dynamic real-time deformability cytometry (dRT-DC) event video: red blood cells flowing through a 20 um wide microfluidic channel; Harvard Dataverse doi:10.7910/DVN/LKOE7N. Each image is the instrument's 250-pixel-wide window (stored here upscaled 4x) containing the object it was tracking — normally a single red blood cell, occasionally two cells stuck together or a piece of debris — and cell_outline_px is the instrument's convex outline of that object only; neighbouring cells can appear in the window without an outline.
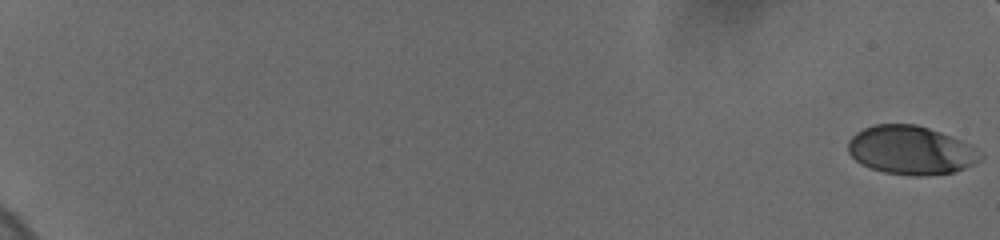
{"species": "human", "species_latin": "Homo sapiens", "temperature_condition": "cold", "stored_images_in_passage": 8, "camera_frame_rate_fps": 3000, "um_per_image_px": 0.085, "donor": {"sex": "female"}, "frame": {"image": 1, "passage_image": 1, "time_ms": 0.0, "image_size_px": [1000, 240], "cell_outline_px": [[984, 160], [976, 164], [956, 172], [924, 176], [912, 176], [884, 172], [860, 164], [848, 152], [848, 140], [856, 132], [864, 128], [876, 124], [916, 124], [940, 132], [972, 144], [984, 156]], "centroid_in_image_um": [77.48, 12.78], "position_along_channel_um": 7.5, "area_um2": 37.92}}